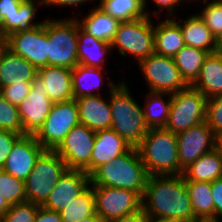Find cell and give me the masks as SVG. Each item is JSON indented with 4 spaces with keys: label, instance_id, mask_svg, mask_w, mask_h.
I'll return each instance as SVG.
<instances>
[{
    "label": "cell",
    "instance_id": "25",
    "mask_svg": "<svg viewBox=\"0 0 222 222\" xmlns=\"http://www.w3.org/2000/svg\"><path fill=\"white\" fill-rule=\"evenodd\" d=\"M111 44L100 40L85 32L81 27L78 30V64L87 67H106L107 54L111 53Z\"/></svg>",
    "mask_w": 222,
    "mask_h": 222
},
{
    "label": "cell",
    "instance_id": "8",
    "mask_svg": "<svg viewBox=\"0 0 222 222\" xmlns=\"http://www.w3.org/2000/svg\"><path fill=\"white\" fill-rule=\"evenodd\" d=\"M207 98L193 86L171 93L165 129L178 134L206 120Z\"/></svg>",
    "mask_w": 222,
    "mask_h": 222
},
{
    "label": "cell",
    "instance_id": "43",
    "mask_svg": "<svg viewBox=\"0 0 222 222\" xmlns=\"http://www.w3.org/2000/svg\"><path fill=\"white\" fill-rule=\"evenodd\" d=\"M211 193L215 207V222H220L222 221V178L211 182Z\"/></svg>",
    "mask_w": 222,
    "mask_h": 222
},
{
    "label": "cell",
    "instance_id": "46",
    "mask_svg": "<svg viewBox=\"0 0 222 222\" xmlns=\"http://www.w3.org/2000/svg\"><path fill=\"white\" fill-rule=\"evenodd\" d=\"M148 217L143 211V209L139 210L138 212H135L130 215H126L120 219L114 220L112 222H147Z\"/></svg>",
    "mask_w": 222,
    "mask_h": 222
},
{
    "label": "cell",
    "instance_id": "13",
    "mask_svg": "<svg viewBox=\"0 0 222 222\" xmlns=\"http://www.w3.org/2000/svg\"><path fill=\"white\" fill-rule=\"evenodd\" d=\"M40 5H44L43 0H0V34L7 37L41 25L44 19L34 21Z\"/></svg>",
    "mask_w": 222,
    "mask_h": 222
},
{
    "label": "cell",
    "instance_id": "23",
    "mask_svg": "<svg viewBox=\"0 0 222 222\" xmlns=\"http://www.w3.org/2000/svg\"><path fill=\"white\" fill-rule=\"evenodd\" d=\"M173 19L180 25L181 31L184 37L186 46L196 47L203 49L209 53L218 51V41L213 36L210 29H208L204 21L196 13L190 15L186 19L180 17L179 21L173 17ZM181 21V22H180Z\"/></svg>",
    "mask_w": 222,
    "mask_h": 222
},
{
    "label": "cell",
    "instance_id": "27",
    "mask_svg": "<svg viewBox=\"0 0 222 222\" xmlns=\"http://www.w3.org/2000/svg\"><path fill=\"white\" fill-rule=\"evenodd\" d=\"M106 70L107 69L97 67H87L81 64L76 65L72 69L74 99L83 96L101 95V89L103 91V79L105 77L108 78L106 74H103Z\"/></svg>",
    "mask_w": 222,
    "mask_h": 222
},
{
    "label": "cell",
    "instance_id": "26",
    "mask_svg": "<svg viewBox=\"0 0 222 222\" xmlns=\"http://www.w3.org/2000/svg\"><path fill=\"white\" fill-rule=\"evenodd\" d=\"M191 86L206 98L222 95V55L218 51L208 54L199 76Z\"/></svg>",
    "mask_w": 222,
    "mask_h": 222
},
{
    "label": "cell",
    "instance_id": "28",
    "mask_svg": "<svg viewBox=\"0 0 222 222\" xmlns=\"http://www.w3.org/2000/svg\"><path fill=\"white\" fill-rule=\"evenodd\" d=\"M182 176L185 181L196 182H212L222 178V155L216 148L203 154L183 170Z\"/></svg>",
    "mask_w": 222,
    "mask_h": 222
},
{
    "label": "cell",
    "instance_id": "40",
    "mask_svg": "<svg viewBox=\"0 0 222 222\" xmlns=\"http://www.w3.org/2000/svg\"><path fill=\"white\" fill-rule=\"evenodd\" d=\"M32 82H21L12 84L0 89V93L11 104L19 106L21 101L28 95L31 90Z\"/></svg>",
    "mask_w": 222,
    "mask_h": 222
},
{
    "label": "cell",
    "instance_id": "16",
    "mask_svg": "<svg viewBox=\"0 0 222 222\" xmlns=\"http://www.w3.org/2000/svg\"><path fill=\"white\" fill-rule=\"evenodd\" d=\"M53 104L47 96L46 86L36 77L31 84L30 92L18 106L22 135L35 134L43 125Z\"/></svg>",
    "mask_w": 222,
    "mask_h": 222
},
{
    "label": "cell",
    "instance_id": "38",
    "mask_svg": "<svg viewBox=\"0 0 222 222\" xmlns=\"http://www.w3.org/2000/svg\"><path fill=\"white\" fill-rule=\"evenodd\" d=\"M39 206L29 201L11 205L1 220L2 222H34Z\"/></svg>",
    "mask_w": 222,
    "mask_h": 222
},
{
    "label": "cell",
    "instance_id": "32",
    "mask_svg": "<svg viewBox=\"0 0 222 222\" xmlns=\"http://www.w3.org/2000/svg\"><path fill=\"white\" fill-rule=\"evenodd\" d=\"M209 52L190 46H184L175 54L173 60L187 85H192L199 76L202 65Z\"/></svg>",
    "mask_w": 222,
    "mask_h": 222
},
{
    "label": "cell",
    "instance_id": "51",
    "mask_svg": "<svg viewBox=\"0 0 222 222\" xmlns=\"http://www.w3.org/2000/svg\"><path fill=\"white\" fill-rule=\"evenodd\" d=\"M147 222H180V221L148 217V221Z\"/></svg>",
    "mask_w": 222,
    "mask_h": 222
},
{
    "label": "cell",
    "instance_id": "31",
    "mask_svg": "<svg viewBox=\"0 0 222 222\" xmlns=\"http://www.w3.org/2000/svg\"><path fill=\"white\" fill-rule=\"evenodd\" d=\"M144 103L142 109L148 127L165 128L170 113L171 93L149 91Z\"/></svg>",
    "mask_w": 222,
    "mask_h": 222
},
{
    "label": "cell",
    "instance_id": "6",
    "mask_svg": "<svg viewBox=\"0 0 222 222\" xmlns=\"http://www.w3.org/2000/svg\"><path fill=\"white\" fill-rule=\"evenodd\" d=\"M151 16L132 21L119 22L114 39L111 42L112 51L126 58L130 54L137 64L154 53V24ZM115 47V48H114Z\"/></svg>",
    "mask_w": 222,
    "mask_h": 222
},
{
    "label": "cell",
    "instance_id": "5",
    "mask_svg": "<svg viewBox=\"0 0 222 222\" xmlns=\"http://www.w3.org/2000/svg\"><path fill=\"white\" fill-rule=\"evenodd\" d=\"M75 16L48 18V66L73 69L78 65V30Z\"/></svg>",
    "mask_w": 222,
    "mask_h": 222
},
{
    "label": "cell",
    "instance_id": "7",
    "mask_svg": "<svg viewBox=\"0 0 222 222\" xmlns=\"http://www.w3.org/2000/svg\"><path fill=\"white\" fill-rule=\"evenodd\" d=\"M67 170L64 160L54 150H44L24 181L27 201L41 206Z\"/></svg>",
    "mask_w": 222,
    "mask_h": 222
},
{
    "label": "cell",
    "instance_id": "15",
    "mask_svg": "<svg viewBox=\"0 0 222 222\" xmlns=\"http://www.w3.org/2000/svg\"><path fill=\"white\" fill-rule=\"evenodd\" d=\"M177 143L179 166L184 170L200 156L216 148V136L205 120L178 133Z\"/></svg>",
    "mask_w": 222,
    "mask_h": 222
},
{
    "label": "cell",
    "instance_id": "21",
    "mask_svg": "<svg viewBox=\"0 0 222 222\" xmlns=\"http://www.w3.org/2000/svg\"><path fill=\"white\" fill-rule=\"evenodd\" d=\"M37 77L46 86L47 96L53 103L74 99L72 90V69L45 66L37 70Z\"/></svg>",
    "mask_w": 222,
    "mask_h": 222
},
{
    "label": "cell",
    "instance_id": "19",
    "mask_svg": "<svg viewBox=\"0 0 222 222\" xmlns=\"http://www.w3.org/2000/svg\"><path fill=\"white\" fill-rule=\"evenodd\" d=\"M130 148L131 146L114 130L96 131L90 164L84 171L90 175L97 167L113 161L116 157L126 153Z\"/></svg>",
    "mask_w": 222,
    "mask_h": 222
},
{
    "label": "cell",
    "instance_id": "1",
    "mask_svg": "<svg viewBox=\"0 0 222 222\" xmlns=\"http://www.w3.org/2000/svg\"><path fill=\"white\" fill-rule=\"evenodd\" d=\"M142 209L147 217L194 222L182 175H150L142 197Z\"/></svg>",
    "mask_w": 222,
    "mask_h": 222
},
{
    "label": "cell",
    "instance_id": "52",
    "mask_svg": "<svg viewBox=\"0 0 222 222\" xmlns=\"http://www.w3.org/2000/svg\"><path fill=\"white\" fill-rule=\"evenodd\" d=\"M218 52L222 55V39L218 42Z\"/></svg>",
    "mask_w": 222,
    "mask_h": 222
},
{
    "label": "cell",
    "instance_id": "29",
    "mask_svg": "<svg viewBox=\"0 0 222 222\" xmlns=\"http://www.w3.org/2000/svg\"><path fill=\"white\" fill-rule=\"evenodd\" d=\"M75 17L85 32L111 44L119 24L116 18L105 13L97 5L91 7L90 12L81 19L77 16Z\"/></svg>",
    "mask_w": 222,
    "mask_h": 222
},
{
    "label": "cell",
    "instance_id": "17",
    "mask_svg": "<svg viewBox=\"0 0 222 222\" xmlns=\"http://www.w3.org/2000/svg\"><path fill=\"white\" fill-rule=\"evenodd\" d=\"M44 150L34 134H24L14 143L2 169L11 176L25 181Z\"/></svg>",
    "mask_w": 222,
    "mask_h": 222
},
{
    "label": "cell",
    "instance_id": "44",
    "mask_svg": "<svg viewBox=\"0 0 222 222\" xmlns=\"http://www.w3.org/2000/svg\"><path fill=\"white\" fill-rule=\"evenodd\" d=\"M34 222H62L60 214L39 206Z\"/></svg>",
    "mask_w": 222,
    "mask_h": 222
},
{
    "label": "cell",
    "instance_id": "12",
    "mask_svg": "<svg viewBox=\"0 0 222 222\" xmlns=\"http://www.w3.org/2000/svg\"><path fill=\"white\" fill-rule=\"evenodd\" d=\"M7 49L34 65L48 66V19L28 31L11 33L6 37Z\"/></svg>",
    "mask_w": 222,
    "mask_h": 222
},
{
    "label": "cell",
    "instance_id": "24",
    "mask_svg": "<svg viewBox=\"0 0 222 222\" xmlns=\"http://www.w3.org/2000/svg\"><path fill=\"white\" fill-rule=\"evenodd\" d=\"M156 25V26H155ZM154 25V53L174 57L184 46V37L180 25L173 19L161 20Z\"/></svg>",
    "mask_w": 222,
    "mask_h": 222
},
{
    "label": "cell",
    "instance_id": "42",
    "mask_svg": "<svg viewBox=\"0 0 222 222\" xmlns=\"http://www.w3.org/2000/svg\"><path fill=\"white\" fill-rule=\"evenodd\" d=\"M20 133H15L9 130H0V169L12 151L14 143L21 137Z\"/></svg>",
    "mask_w": 222,
    "mask_h": 222
},
{
    "label": "cell",
    "instance_id": "14",
    "mask_svg": "<svg viewBox=\"0 0 222 222\" xmlns=\"http://www.w3.org/2000/svg\"><path fill=\"white\" fill-rule=\"evenodd\" d=\"M95 141V132L83 124L74 126L54 150L68 169L84 170L89 164Z\"/></svg>",
    "mask_w": 222,
    "mask_h": 222
},
{
    "label": "cell",
    "instance_id": "50",
    "mask_svg": "<svg viewBox=\"0 0 222 222\" xmlns=\"http://www.w3.org/2000/svg\"><path fill=\"white\" fill-rule=\"evenodd\" d=\"M216 149L222 155V133L220 135L216 136Z\"/></svg>",
    "mask_w": 222,
    "mask_h": 222
},
{
    "label": "cell",
    "instance_id": "47",
    "mask_svg": "<svg viewBox=\"0 0 222 222\" xmlns=\"http://www.w3.org/2000/svg\"><path fill=\"white\" fill-rule=\"evenodd\" d=\"M11 205L0 195V219L10 209Z\"/></svg>",
    "mask_w": 222,
    "mask_h": 222
},
{
    "label": "cell",
    "instance_id": "37",
    "mask_svg": "<svg viewBox=\"0 0 222 222\" xmlns=\"http://www.w3.org/2000/svg\"><path fill=\"white\" fill-rule=\"evenodd\" d=\"M0 130H9L22 135V123L18 107L11 104L0 93Z\"/></svg>",
    "mask_w": 222,
    "mask_h": 222
},
{
    "label": "cell",
    "instance_id": "18",
    "mask_svg": "<svg viewBox=\"0 0 222 222\" xmlns=\"http://www.w3.org/2000/svg\"><path fill=\"white\" fill-rule=\"evenodd\" d=\"M89 185L90 176L84 170L68 169L41 206L59 213Z\"/></svg>",
    "mask_w": 222,
    "mask_h": 222
},
{
    "label": "cell",
    "instance_id": "20",
    "mask_svg": "<svg viewBox=\"0 0 222 222\" xmlns=\"http://www.w3.org/2000/svg\"><path fill=\"white\" fill-rule=\"evenodd\" d=\"M102 95L83 96L75 99L78 107L80 124L92 131L110 129L112 112L109 100ZM104 98V99H103Z\"/></svg>",
    "mask_w": 222,
    "mask_h": 222
},
{
    "label": "cell",
    "instance_id": "22",
    "mask_svg": "<svg viewBox=\"0 0 222 222\" xmlns=\"http://www.w3.org/2000/svg\"><path fill=\"white\" fill-rule=\"evenodd\" d=\"M37 70L26 59L6 49L0 58V89L21 82H33Z\"/></svg>",
    "mask_w": 222,
    "mask_h": 222
},
{
    "label": "cell",
    "instance_id": "10",
    "mask_svg": "<svg viewBox=\"0 0 222 222\" xmlns=\"http://www.w3.org/2000/svg\"><path fill=\"white\" fill-rule=\"evenodd\" d=\"M96 213L112 222L142 209V196L130 189L92 185Z\"/></svg>",
    "mask_w": 222,
    "mask_h": 222
},
{
    "label": "cell",
    "instance_id": "11",
    "mask_svg": "<svg viewBox=\"0 0 222 222\" xmlns=\"http://www.w3.org/2000/svg\"><path fill=\"white\" fill-rule=\"evenodd\" d=\"M148 91L174 93L188 85L182 79L173 57L153 53L138 63Z\"/></svg>",
    "mask_w": 222,
    "mask_h": 222
},
{
    "label": "cell",
    "instance_id": "3",
    "mask_svg": "<svg viewBox=\"0 0 222 222\" xmlns=\"http://www.w3.org/2000/svg\"><path fill=\"white\" fill-rule=\"evenodd\" d=\"M89 176L91 185L130 189L143 197L150 175L138 149L131 147L113 161L97 167Z\"/></svg>",
    "mask_w": 222,
    "mask_h": 222
},
{
    "label": "cell",
    "instance_id": "9",
    "mask_svg": "<svg viewBox=\"0 0 222 222\" xmlns=\"http://www.w3.org/2000/svg\"><path fill=\"white\" fill-rule=\"evenodd\" d=\"M80 124L75 99L54 103L43 125L34 134L45 150H55L70 130Z\"/></svg>",
    "mask_w": 222,
    "mask_h": 222
},
{
    "label": "cell",
    "instance_id": "2",
    "mask_svg": "<svg viewBox=\"0 0 222 222\" xmlns=\"http://www.w3.org/2000/svg\"><path fill=\"white\" fill-rule=\"evenodd\" d=\"M126 80L107 81L109 104L112 112L110 129L122 137L129 146L137 148L149 131L142 105L131 95Z\"/></svg>",
    "mask_w": 222,
    "mask_h": 222
},
{
    "label": "cell",
    "instance_id": "34",
    "mask_svg": "<svg viewBox=\"0 0 222 222\" xmlns=\"http://www.w3.org/2000/svg\"><path fill=\"white\" fill-rule=\"evenodd\" d=\"M95 213V198L91 184L59 212L62 222H78Z\"/></svg>",
    "mask_w": 222,
    "mask_h": 222
},
{
    "label": "cell",
    "instance_id": "48",
    "mask_svg": "<svg viewBox=\"0 0 222 222\" xmlns=\"http://www.w3.org/2000/svg\"><path fill=\"white\" fill-rule=\"evenodd\" d=\"M78 222H103V220L97 213H95L94 215L84 218Z\"/></svg>",
    "mask_w": 222,
    "mask_h": 222
},
{
    "label": "cell",
    "instance_id": "53",
    "mask_svg": "<svg viewBox=\"0 0 222 222\" xmlns=\"http://www.w3.org/2000/svg\"><path fill=\"white\" fill-rule=\"evenodd\" d=\"M181 1H182V2H185L186 0H185V1H184V0H181ZM188 1H191V2L193 3L194 0H188Z\"/></svg>",
    "mask_w": 222,
    "mask_h": 222
},
{
    "label": "cell",
    "instance_id": "35",
    "mask_svg": "<svg viewBox=\"0 0 222 222\" xmlns=\"http://www.w3.org/2000/svg\"><path fill=\"white\" fill-rule=\"evenodd\" d=\"M201 1L204 3V8H201L197 14L219 42L222 39V0Z\"/></svg>",
    "mask_w": 222,
    "mask_h": 222
},
{
    "label": "cell",
    "instance_id": "36",
    "mask_svg": "<svg viewBox=\"0 0 222 222\" xmlns=\"http://www.w3.org/2000/svg\"><path fill=\"white\" fill-rule=\"evenodd\" d=\"M0 195L4 197L10 205L27 201L24 181L0 169Z\"/></svg>",
    "mask_w": 222,
    "mask_h": 222
},
{
    "label": "cell",
    "instance_id": "39",
    "mask_svg": "<svg viewBox=\"0 0 222 222\" xmlns=\"http://www.w3.org/2000/svg\"><path fill=\"white\" fill-rule=\"evenodd\" d=\"M206 121L215 136L222 133V95L207 98Z\"/></svg>",
    "mask_w": 222,
    "mask_h": 222
},
{
    "label": "cell",
    "instance_id": "45",
    "mask_svg": "<svg viewBox=\"0 0 222 222\" xmlns=\"http://www.w3.org/2000/svg\"><path fill=\"white\" fill-rule=\"evenodd\" d=\"M43 2H44V7L45 6H47V7H67V6H69V7H78L79 8V6H82V4H85L86 5V3L87 2H92L93 3V0H43Z\"/></svg>",
    "mask_w": 222,
    "mask_h": 222
},
{
    "label": "cell",
    "instance_id": "30",
    "mask_svg": "<svg viewBox=\"0 0 222 222\" xmlns=\"http://www.w3.org/2000/svg\"><path fill=\"white\" fill-rule=\"evenodd\" d=\"M194 222H215V207L211 182L186 181Z\"/></svg>",
    "mask_w": 222,
    "mask_h": 222
},
{
    "label": "cell",
    "instance_id": "49",
    "mask_svg": "<svg viewBox=\"0 0 222 222\" xmlns=\"http://www.w3.org/2000/svg\"><path fill=\"white\" fill-rule=\"evenodd\" d=\"M6 49H7V39L4 35L0 34V58Z\"/></svg>",
    "mask_w": 222,
    "mask_h": 222
},
{
    "label": "cell",
    "instance_id": "41",
    "mask_svg": "<svg viewBox=\"0 0 222 222\" xmlns=\"http://www.w3.org/2000/svg\"><path fill=\"white\" fill-rule=\"evenodd\" d=\"M147 2H149V0H144V8H145V12L147 14V16H153L156 15L157 17H159L161 15V13L164 11L167 12V15H168V18H173L175 17V14H177V9L179 6H182L180 5L182 3L181 0H152L153 4L155 3V6L158 7V9L154 10L153 12L150 11L148 8H147ZM177 7V9H176ZM148 9V10H147ZM176 10V11H175ZM162 11V12H161ZM152 13V14H151ZM175 13V14H174ZM151 14V15H150Z\"/></svg>",
    "mask_w": 222,
    "mask_h": 222
},
{
    "label": "cell",
    "instance_id": "4",
    "mask_svg": "<svg viewBox=\"0 0 222 222\" xmlns=\"http://www.w3.org/2000/svg\"><path fill=\"white\" fill-rule=\"evenodd\" d=\"M137 149L149 175H182L177 134L165 128L149 129Z\"/></svg>",
    "mask_w": 222,
    "mask_h": 222
},
{
    "label": "cell",
    "instance_id": "33",
    "mask_svg": "<svg viewBox=\"0 0 222 222\" xmlns=\"http://www.w3.org/2000/svg\"><path fill=\"white\" fill-rule=\"evenodd\" d=\"M97 6L119 22L132 21L147 16L144 0H99Z\"/></svg>",
    "mask_w": 222,
    "mask_h": 222
}]
</instances>
